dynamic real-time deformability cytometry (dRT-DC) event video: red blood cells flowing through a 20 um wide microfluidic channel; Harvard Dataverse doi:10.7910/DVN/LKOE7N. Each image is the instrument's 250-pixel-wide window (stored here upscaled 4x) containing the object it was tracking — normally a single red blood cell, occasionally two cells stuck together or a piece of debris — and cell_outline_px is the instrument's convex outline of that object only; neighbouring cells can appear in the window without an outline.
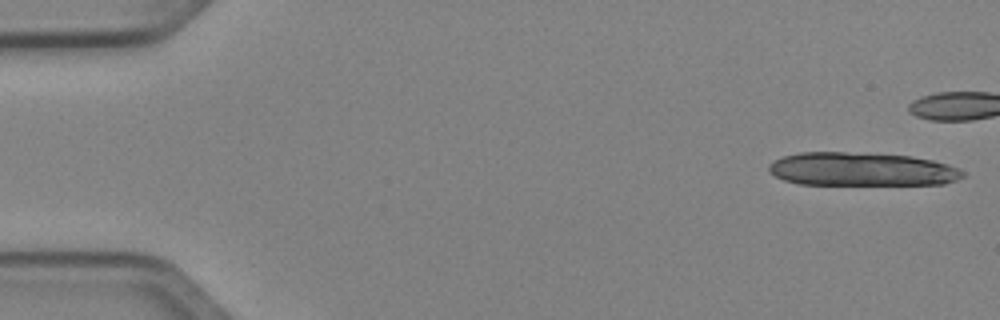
{"species": "Egyptian fruit bat (a non-hibernating species)", "species_latin": "Rousettus aegyptiacus", "temperature_condition": "cold", "stored_images_in_passage": 14, "camera_frame_rate_fps": 3000, "um_per_image_px": 0.085, "animal": {"sex": "female"}, "frame": {"image": 1, "passage_image": 1, "time_ms": 0.0, "image_size_px": [1000, 320], "cell_outline_px": [[964, 176], [956, 180], [944, 184], [800, 184], [784, 180], [768, 172], [768, 164], [784, 156], [800, 152], [844, 152], [912, 156], [932, 160], [948, 164], [960, 168], [964, 172]], "centroid_in_image_um": [73.25, 14.38], "position_along_channel_um": 11.7, "area_um2": 37.74}}